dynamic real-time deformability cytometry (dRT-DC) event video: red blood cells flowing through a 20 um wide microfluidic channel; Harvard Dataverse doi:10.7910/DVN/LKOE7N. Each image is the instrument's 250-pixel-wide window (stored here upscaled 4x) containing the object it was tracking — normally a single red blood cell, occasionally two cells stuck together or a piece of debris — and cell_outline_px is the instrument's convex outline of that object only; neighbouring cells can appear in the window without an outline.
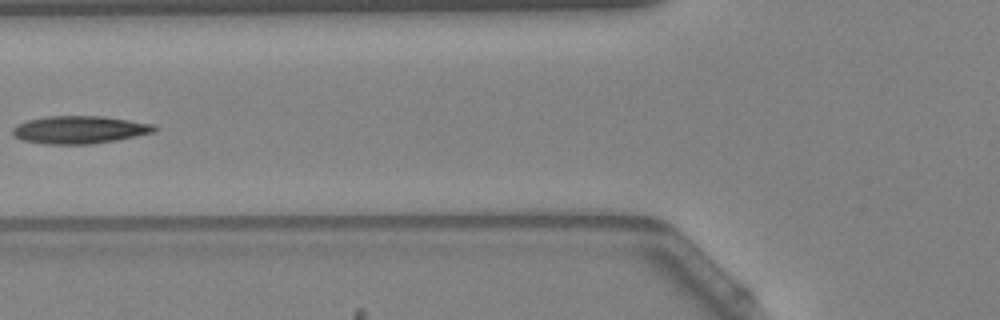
{"species": "Egyptian fruit bat (a non-hibernating species)", "species_latin": "Rousettus aegyptiacus", "temperature_condition": "warm", "stored_images_in_passage": 6, "camera_frame_rate_fps": 3000, "um_per_image_px": 0.085, "animal": {"sex": "female"}, "frame": {"image": 1, "passage_image": 2, "time_ms": 0.333, "image_size_px": [1000, 320], "cell_outline_px": [[160, 128], [152, 132], [116, 140], [92, 144], [44, 144], [24, 140], [16, 136], [12, 132], [12, 128], [28, 120], [48, 116], [104, 116], [152, 124]], "centroid_in_image_um": [6.77, 11.02], "position_along_channel_um": 119.0, "area_um2": 22.6}}